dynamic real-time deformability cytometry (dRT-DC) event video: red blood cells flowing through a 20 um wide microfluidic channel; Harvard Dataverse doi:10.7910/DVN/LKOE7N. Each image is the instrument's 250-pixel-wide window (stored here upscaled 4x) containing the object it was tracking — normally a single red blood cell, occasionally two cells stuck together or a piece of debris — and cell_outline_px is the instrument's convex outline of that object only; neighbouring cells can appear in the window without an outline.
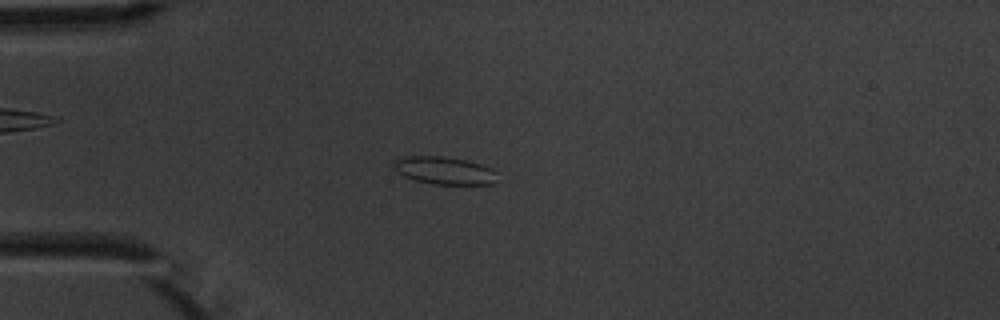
{"species": "common noctule bat (a hibernating species)", "species_latin": "Nyctalus noctula", "temperature_condition": "warm", "stored_images_in_passage": 5, "camera_frame_rate_fps": 3000, "um_per_image_px": 0.085, "animal": {"sex": "male", "body_mass_g": 20.1, "forearm_length_mm": 53.5}, "frame": {"image": 1, "passage_image": 4, "time_ms": 3.333, "image_size_px": [1000, 320], "cell_outline_px": [[496, 184], [432, 184], [416, 180], [404, 176], [396, 172], [392, 164], [392, 160], [412, 156], [444, 156], [464, 160], [480, 164], [492, 168], [496, 172]], "centroid_in_image_um": [37.76, 14.5], "position_along_channel_um": 47.2, "area_um2": 16.7}}
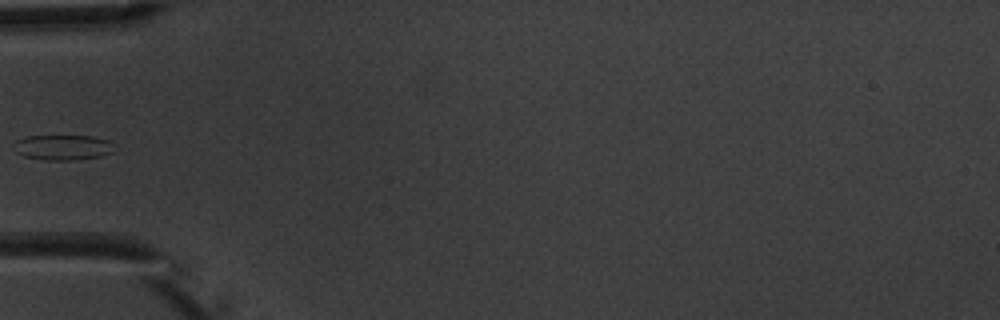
{"frame": {"image": 2, "passage_image": 5, "time_ms": 4.667, "image_size_px": [1000, 320], "cell_outline_px": [[112, 152], [100, 156], [76, 160], [48, 160], [24, 156], [16, 152], [12, 148], [12, 144], [16, 140], [24, 136], [92, 136], [108, 140]], "centroid_in_image_um": [5.24, 12.52], "position_along_channel_um": 79.8, "area_um2": 14.68}}